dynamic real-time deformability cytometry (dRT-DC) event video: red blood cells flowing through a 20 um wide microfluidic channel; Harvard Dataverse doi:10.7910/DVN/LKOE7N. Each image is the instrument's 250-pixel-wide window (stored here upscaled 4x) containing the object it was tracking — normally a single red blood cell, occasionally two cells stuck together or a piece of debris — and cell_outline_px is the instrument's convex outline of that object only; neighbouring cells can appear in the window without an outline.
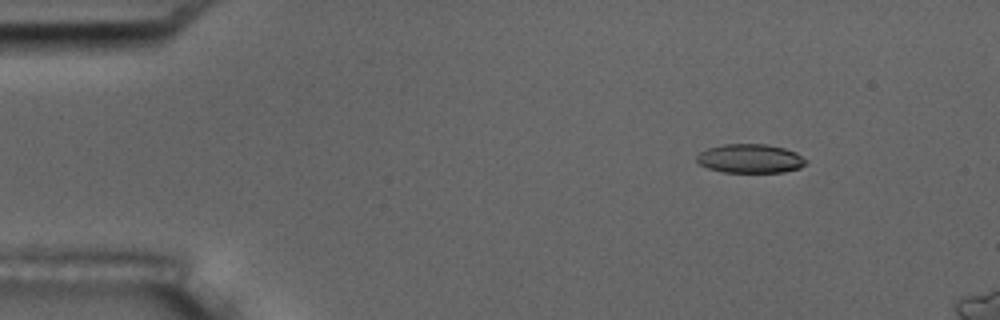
{"species": "common noctule bat (a hibernating species)", "species_latin": "Nyctalus noctula", "temperature_condition": "room temperature", "stored_images_in_passage": 3, "camera_frame_rate_fps": 3000, "um_per_image_px": 0.085, "animal": {"sex": "male", "body_mass_g": 17.5, "forearm_length_mm": 52.3}, "frame": {"image": 1, "passage_image": 1, "time_ms": 0.0, "image_size_px": [1000, 320], "cell_outline_px": [[808, 160], [800, 168], [784, 172], [724, 172], [708, 168], [700, 164], [696, 160], [696, 156], [700, 152], [708, 148], [724, 144], [768, 144], [784, 148], [796, 152]], "centroid_in_image_um": [63.78, 13.47], "position_along_channel_um": 21.2, "area_um2": 18.44}}